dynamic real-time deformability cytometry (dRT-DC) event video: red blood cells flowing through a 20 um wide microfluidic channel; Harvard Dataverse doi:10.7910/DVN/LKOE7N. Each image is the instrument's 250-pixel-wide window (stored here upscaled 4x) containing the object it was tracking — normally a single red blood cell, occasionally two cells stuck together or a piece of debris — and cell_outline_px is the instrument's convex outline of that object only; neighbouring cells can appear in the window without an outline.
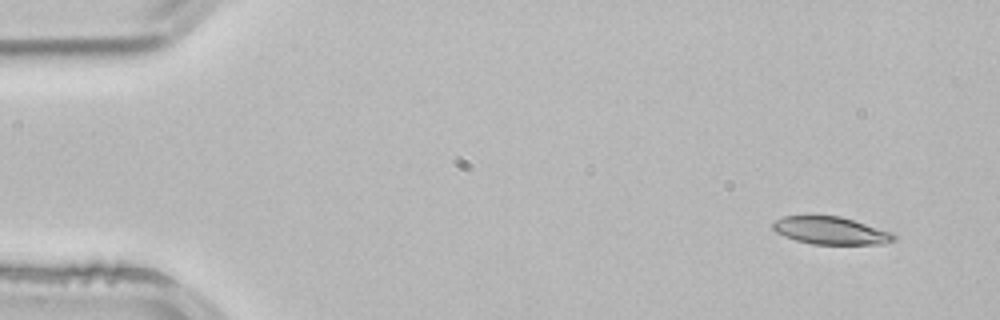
{"species": "common noctule bat (a hibernating species)", "species_latin": "Nyctalus noctula", "temperature_condition": "room temperature", "stored_images_in_passage": 3, "camera_frame_rate_fps": 3000, "um_per_image_px": 0.085, "animal": {"sex": "male", "body_mass_g": 21.5, "forearm_length_mm": 52.0}, "frame": {"image": 1, "passage_image": 1, "time_ms": 0.0, "image_size_px": [1000, 320], "cell_outline_px": [[896, 240], [880, 244], [812, 244], [796, 240], [784, 236], [776, 232], [772, 228], [772, 224], [776, 220], [784, 216], [808, 212], [840, 216], [892, 232], [896, 236]], "centroid_in_image_um": [70.54, 19.55], "position_along_channel_um": 14.5, "area_um2": 20.11}}
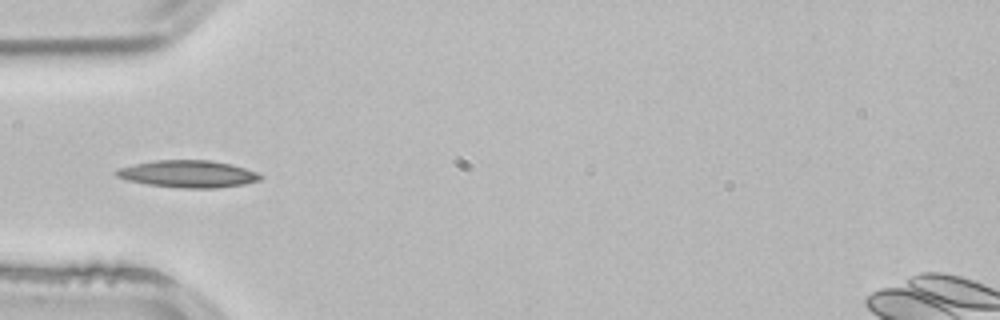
{"frame": {"image": 2, "passage_image": 3, "time_ms": 0.667, "image_size_px": [1000, 320], "cell_outline_px": [[264, 176], [260, 180], [244, 184], [216, 188], [180, 188], [148, 184], [128, 180], [116, 176], [112, 172], [116, 168], [156, 160], [208, 160], [228, 164], [244, 168], [256, 172]], "centroid_in_image_um": [15.95, 14.79], "position_along_channel_um": 69.0, "area_um2": 22.66}}